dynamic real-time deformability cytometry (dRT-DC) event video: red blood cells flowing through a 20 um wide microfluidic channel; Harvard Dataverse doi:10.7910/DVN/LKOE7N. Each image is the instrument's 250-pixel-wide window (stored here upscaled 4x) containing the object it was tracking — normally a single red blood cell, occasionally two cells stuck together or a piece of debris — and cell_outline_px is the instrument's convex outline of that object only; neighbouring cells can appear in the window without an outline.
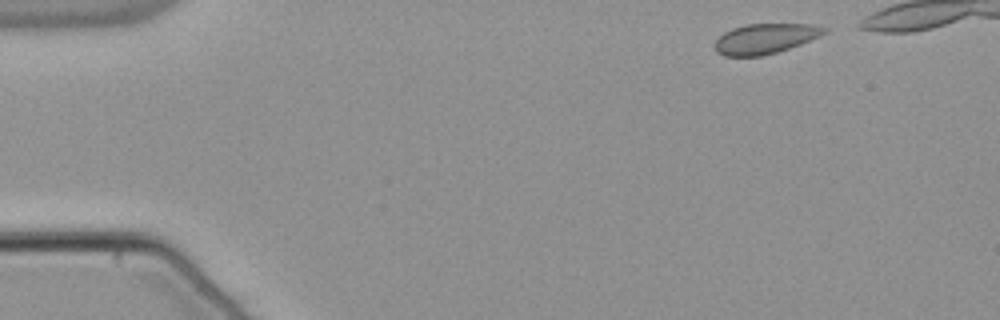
{"species": "common noctule bat (a hibernating species)", "species_latin": "Nyctalus noctula", "temperature_condition": "warm", "stored_images_in_passage": 42, "camera_frame_rate_fps": 3000, "um_per_image_px": 0.085, "animal": {"sex": "male", "body_mass_g": 21.5, "forearm_length_mm": 52.0}, "frame": {"image": 1, "passage_image": 1, "time_ms": 0.0, "image_size_px": [1000, 320], "cell_outline_px": [[828, 32], [820, 36], [800, 44], [776, 52], [760, 56], [724, 56], [716, 52], [712, 44], [724, 32], [732, 28], [744, 24], [816, 24], [828, 28]], "centroid_in_image_um": [65.03, 3.28], "position_along_channel_um": 20.0, "area_um2": 19.36}}
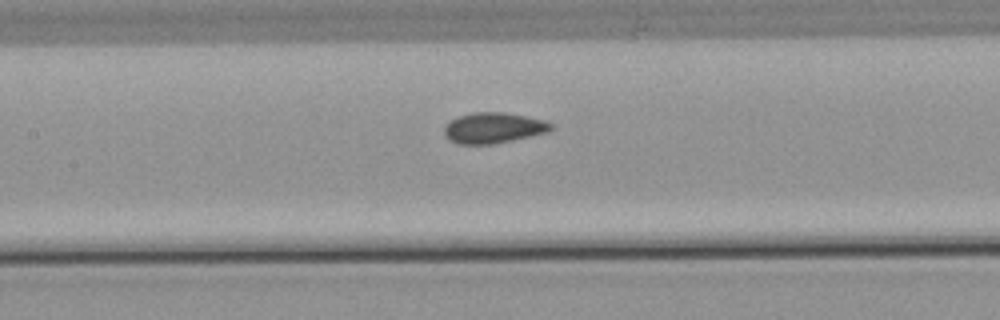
{"frame": {"image": 2, "passage_image": 20, "time_ms": 6.333, "image_size_px": [1000, 320], "cell_outline_px": [[552, 128], [548, 132], [512, 140], [492, 144], [460, 144], [444, 136], [444, 128], [456, 116], [472, 112], [504, 112], [544, 120], [552, 124]], "centroid_in_image_um": [41.93, 10.86], "position_along_channel_um": 165.5, "area_um2": 18.9}}
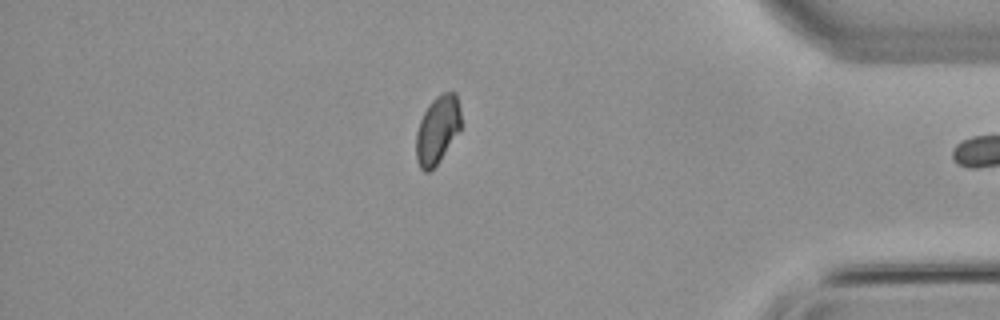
{"frame": {"image": 3, "passage_image": 41, "time_ms": 13.333, "image_size_px": [1000, 320], "cell_outline_px": [[460, 132], [440, 160], [428, 172], [424, 172], [420, 168], [416, 160], [416, 132], [420, 120], [424, 112], [432, 100], [436, 96], [444, 92], [456, 92], [460, 108]], "centroid_in_image_um": [37.18, 11.03], "position_along_channel_um": 398.0, "area_um2": 17.86}}